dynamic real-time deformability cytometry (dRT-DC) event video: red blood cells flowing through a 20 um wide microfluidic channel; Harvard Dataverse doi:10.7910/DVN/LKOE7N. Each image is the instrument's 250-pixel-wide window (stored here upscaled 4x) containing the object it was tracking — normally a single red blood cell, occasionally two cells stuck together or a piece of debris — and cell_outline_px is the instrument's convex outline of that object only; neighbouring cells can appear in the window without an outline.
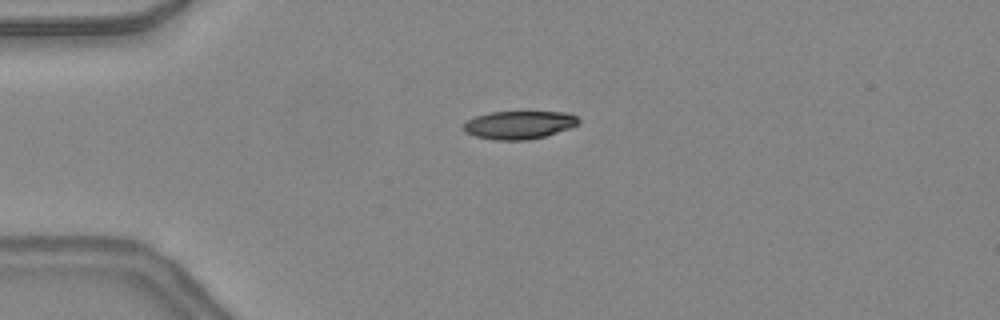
{"species": "common noctule bat (a hibernating species)", "species_latin": "Nyctalus noctula", "temperature_condition": "warm", "stored_images_in_passage": 36, "camera_frame_rate_fps": 3000, "um_per_image_px": 0.085, "animal": {"sex": "female", "body_mass_g": 24.6, "forearm_length_mm": 56.2}, "frame": {"image": 1, "passage_image": 1, "time_ms": 0.0, "image_size_px": [1000, 320], "cell_outline_px": [[580, 124], [544, 136], [528, 140], [496, 140], [476, 136], [464, 132], [460, 128], [460, 124], [476, 116], [488, 112], [568, 112], [576, 116], [580, 120]], "centroid_in_image_um": [44.07, 10.61], "position_along_channel_um": 40.9, "area_um2": 18.96}}
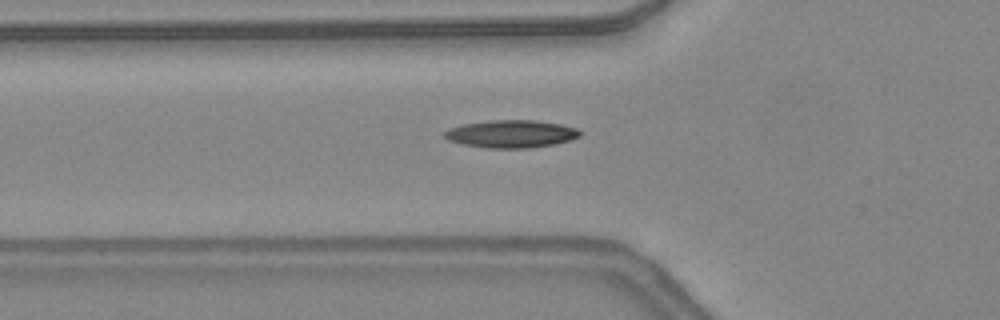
{"frame": {"image": 2, "passage_image": 6, "time_ms": 1.667, "image_size_px": [1000, 320], "cell_outline_px": [[580, 136], [572, 140], [556, 144], [528, 148], [484, 148], [464, 144], [448, 140], [444, 136], [444, 132], [448, 128], [464, 124], [492, 120], [536, 120], [560, 124], [580, 128]], "centroid_in_image_um": [43.49, 11.38], "position_along_channel_um": 82.3, "area_um2": 21.96}}
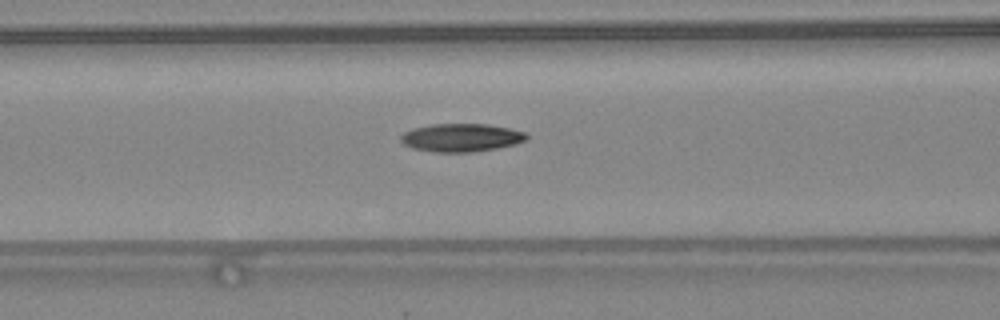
{"frame": {"image": 3, "passage_image": 9, "time_ms": 2.667, "image_size_px": [1000, 320], "cell_outline_px": [[528, 140], [516, 144], [496, 148], [472, 152], [432, 152], [412, 148], [404, 144], [400, 140], [400, 136], [404, 132], [412, 128], [432, 124], [488, 124], [508, 128], [524, 132], [528, 136]], "centroid_in_image_um": [39.19, 11.7], "position_along_channel_um": 127.4, "area_um2": 20.69}, "authors_computed_cell_mechanics": {"area_um2": 20.0566, "velocity_mm_per_s": 4.4055, "shape_relaxation_time_tau1_ms": null, "shape_relaxation_time_tau2_ms": 5.156, "deformation_change_tau1": null, "deformation_change_tau2": 0.1463}}